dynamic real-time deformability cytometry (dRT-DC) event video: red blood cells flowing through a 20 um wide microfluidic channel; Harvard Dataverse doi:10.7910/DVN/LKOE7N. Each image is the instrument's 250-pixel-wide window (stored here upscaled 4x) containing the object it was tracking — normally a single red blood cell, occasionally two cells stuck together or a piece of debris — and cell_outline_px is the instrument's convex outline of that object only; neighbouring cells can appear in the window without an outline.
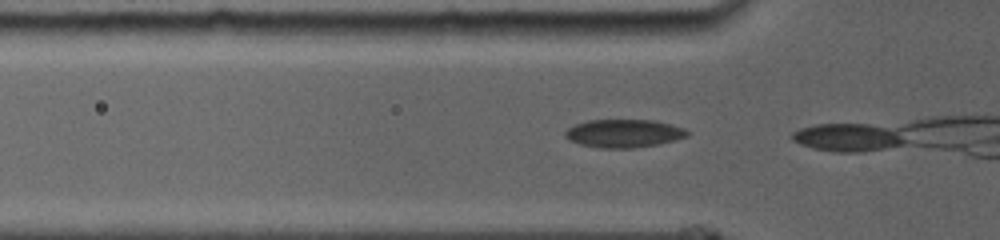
{"species": "common noctule bat (a hibernating species)", "species_latin": "Nyctalus noctula", "temperature_condition": "room temperature", "stored_images_in_passage": 3, "camera_frame_rate_fps": 5000, "um_per_image_px": 0.085, "animal": {"sex": "female", "body_mass_g": 19.0, "forearm_length_mm": 56.7}, "frame": {"image": 1, "passage_image": 2, "time_ms": 0.4, "image_size_px": [1000, 240], "cell_outline_px": [[688, 136], [676, 140], [656, 144], [632, 148], [600, 148], [580, 144], [564, 136], [564, 132], [568, 128], [576, 124], [588, 120], [656, 120], [684, 128], [688, 132]], "centroid_in_image_um": [53.03, 11.33], "position_along_channel_um": 72.8, "area_um2": 19.88}}